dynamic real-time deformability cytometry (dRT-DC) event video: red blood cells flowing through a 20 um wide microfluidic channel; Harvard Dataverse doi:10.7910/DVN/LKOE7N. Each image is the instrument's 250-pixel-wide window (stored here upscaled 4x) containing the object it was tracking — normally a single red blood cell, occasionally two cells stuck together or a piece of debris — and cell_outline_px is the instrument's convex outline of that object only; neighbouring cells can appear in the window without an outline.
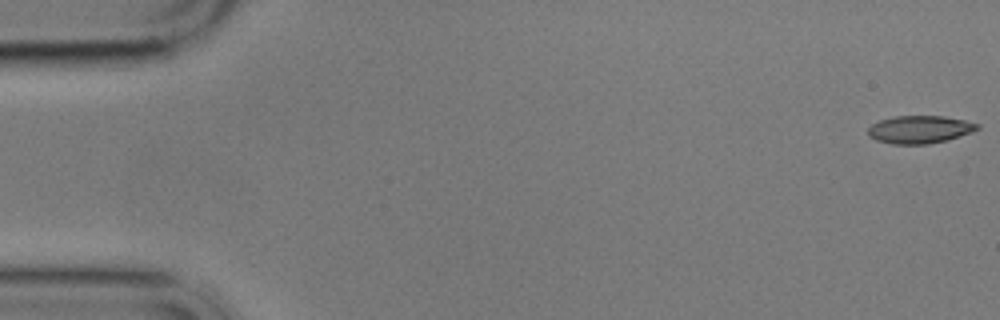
{"species": "common noctule bat (a hibernating species)", "species_latin": "Nyctalus noctula", "temperature_condition": "cold", "stored_images_in_passage": 6, "segment_of_instrument_passage": [2, 2], "camera_frame_rate_fps": 3000, "um_per_image_px": 0.085, "animal": {"sex": "male", "body_mass_g": 17.9}, "frame": {"image": 1, "passage_image": 6, "time_ms": 6.667, "image_size_px": [1000, 320], "cell_outline_px": [[980, 128], [972, 132], [948, 140], [928, 144], [892, 144], [876, 140], [868, 136], [868, 128], [872, 124], [880, 120], [896, 116], [944, 116], [964, 120], [980, 124]], "centroid_in_image_um": [78.19, 11.01], "position_along_channel_um": 6.8, "area_um2": 17.74}}